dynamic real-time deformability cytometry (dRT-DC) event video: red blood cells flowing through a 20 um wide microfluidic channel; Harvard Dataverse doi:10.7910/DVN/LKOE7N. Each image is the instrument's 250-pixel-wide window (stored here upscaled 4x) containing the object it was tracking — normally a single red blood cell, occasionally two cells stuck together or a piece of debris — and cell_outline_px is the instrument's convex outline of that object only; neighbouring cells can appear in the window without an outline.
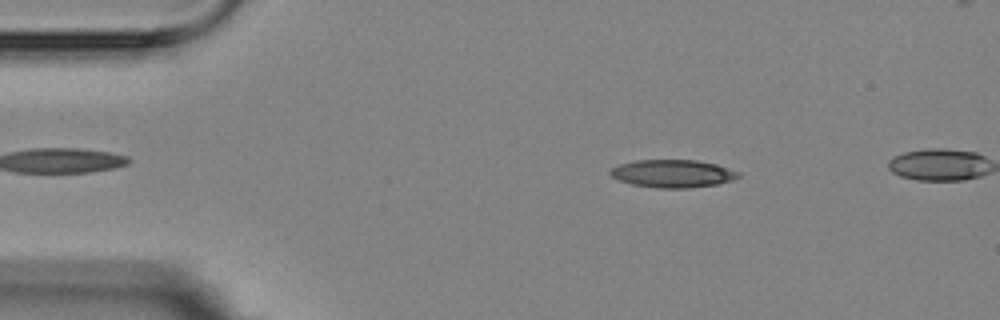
{"species": "Egyptian fruit bat (a non-hibernating species)", "species_latin": "Rousettus aegyptiacus", "temperature_condition": "room temperature", "stored_images_in_passage": 5, "camera_frame_rate_fps": 3000, "um_per_image_px": 0.085, "animal": {"sex": "female"}, "frame": {"image": 1, "passage_image": 2, "time_ms": 1.333, "image_size_px": [1000, 320], "cell_outline_px": [[740, 176], [732, 180], [720, 184], [692, 188], [656, 188], [632, 184], [620, 180], [612, 176], [608, 172], [612, 168], [620, 164], [636, 160], [696, 160], [716, 164], [740, 172]], "centroid_in_image_um": [57.21, 14.76], "position_along_channel_um": 27.8, "area_um2": 20.81}}